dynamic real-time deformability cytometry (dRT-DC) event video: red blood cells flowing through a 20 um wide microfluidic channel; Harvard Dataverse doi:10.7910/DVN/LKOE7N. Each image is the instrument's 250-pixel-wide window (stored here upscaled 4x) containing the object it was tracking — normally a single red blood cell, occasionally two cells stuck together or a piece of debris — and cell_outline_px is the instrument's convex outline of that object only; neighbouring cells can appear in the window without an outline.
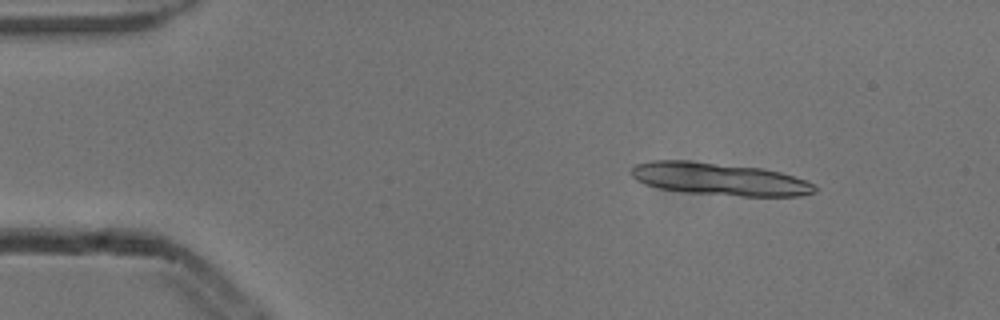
{"species": "common noctule bat (a hibernating species)", "species_latin": "Nyctalus noctula", "temperature_condition": "cold", "stored_images_in_passage": 5, "segment_of_instrument_passage": [1, 2], "camera_frame_rate_fps": 3000, "um_per_image_px": 0.085, "animal": {"sex": "male", "body_mass_g": 13.3}, "frame": {"image": 1, "passage_image": 2, "time_ms": 0.333, "image_size_px": [1000, 320], "cell_outline_px": [[816, 192], [800, 196], [740, 196], [688, 192], [660, 188], [644, 184], [636, 180], [628, 172], [632, 164], [652, 160], [688, 160], [764, 168], [780, 172], [804, 180], [812, 184], [816, 188]], "centroid_in_image_um": [61.08, 15.2], "position_along_channel_um": 23.9, "area_um2": 34.91}}